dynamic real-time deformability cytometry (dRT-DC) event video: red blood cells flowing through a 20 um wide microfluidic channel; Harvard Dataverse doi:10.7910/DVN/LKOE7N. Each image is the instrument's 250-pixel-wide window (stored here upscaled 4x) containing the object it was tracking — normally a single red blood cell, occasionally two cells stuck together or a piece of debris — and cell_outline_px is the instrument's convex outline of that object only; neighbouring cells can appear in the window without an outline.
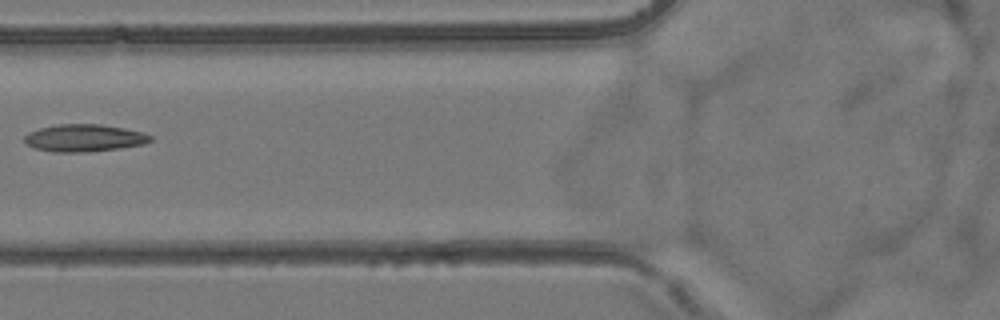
{"species": "common noctule bat (a hibernating species)", "species_latin": "Nyctalus noctula", "temperature_condition": "room temperature", "stored_images_in_passage": 8, "camera_frame_rate_fps": 3000, "um_per_image_px": 0.085, "animal": {"sex": "female", "body_mass_g": 24.6, "forearm_length_mm": 56.2}, "frame": {"image": 1, "passage_image": 6, "time_ms": 6.0, "image_size_px": [1000, 320], "cell_outline_px": [[152, 140], [144, 144], [120, 148], [84, 152], [56, 152], [36, 148], [28, 144], [24, 140], [24, 136], [28, 132], [40, 128], [60, 124], [100, 124], [124, 128], [140, 132], [152, 136]], "centroid_in_image_um": [7.16, 11.72], "position_along_channel_um": 118.6, "area_um2": 19.83}}
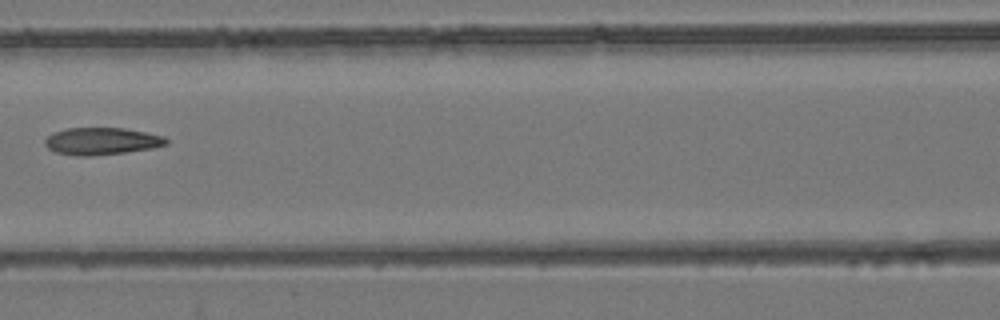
{"frame": {"image": 2, "passage_image": 7, "time_ms": 7.0, "image_size_px": [1000, 320], "cell_outline_px": [[168, 144], [152, 148], [124, 152], [88, 156], [76, 156], [56, 152], [48, 148], [44, 144], [44, 140], [52, 132], [68, 128], [124, 128], [164, 136], [168, 140]], "centroid_in_image_um": [8.62, 11.99], "position_along_channel_um": 158.0, "area_um2": 19.13}}
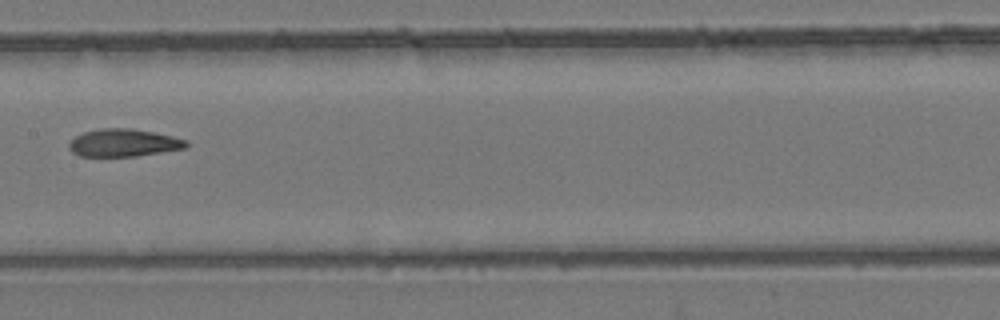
{"frame": {"image": 3, "passage_image": 8, "time_ms": 8.0, "image_size_px": [1000, 320], "cell_outline_px": [[188, 144], [184, 148], [136, 156], [80, 156], [72, 152], [68, 148], [68, 144], [76, 136], [84, 132], [100, 128], [132, 128], [172, 136], [188, 140]], "centroid_in_image_um": [10.48, 12.13], "position_along_channel_um": 196.9, "area_um2": 18.73}}